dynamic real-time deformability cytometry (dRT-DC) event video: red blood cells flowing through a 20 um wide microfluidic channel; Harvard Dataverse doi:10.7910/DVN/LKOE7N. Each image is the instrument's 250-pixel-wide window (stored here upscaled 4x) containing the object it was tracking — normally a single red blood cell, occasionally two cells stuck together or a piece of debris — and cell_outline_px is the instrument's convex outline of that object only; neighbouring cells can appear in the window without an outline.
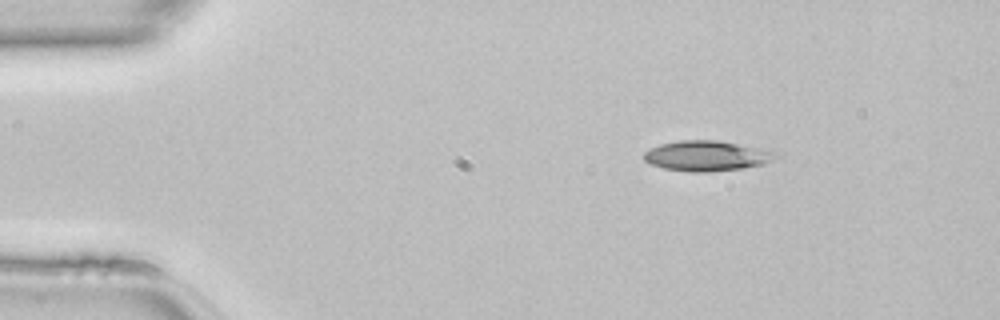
{"species": "common noctule bat (a hibernating species)", "species_latin": "Nyctalus noctula", "temperature_condition": "room temperature", "stored_images_in_passage": 41, "camera_frame_rate_fps": 3000, "um_per_image_px": 0.085, "animal": {"sex": "female", "body_mass_g": 22.7, "forearm_length_mm": 54.2}, "frame": {"image": 1, "passage_image": 1, "time_ms": 0.0, "image_size_px": [1000, 320], "cell_outline_px": [[780, 156], [764, 164], [744, 168], [708, 172], [688, 172], [664, 168], [648, 164], [644, 160], [644, 152], [660, 144], [680, 140], [716, 140], [780, 152]], "centroid_in_image_um": [60.09, 13.26], "position_along_channel_um": 24.9, "area_um2": 23.35}}
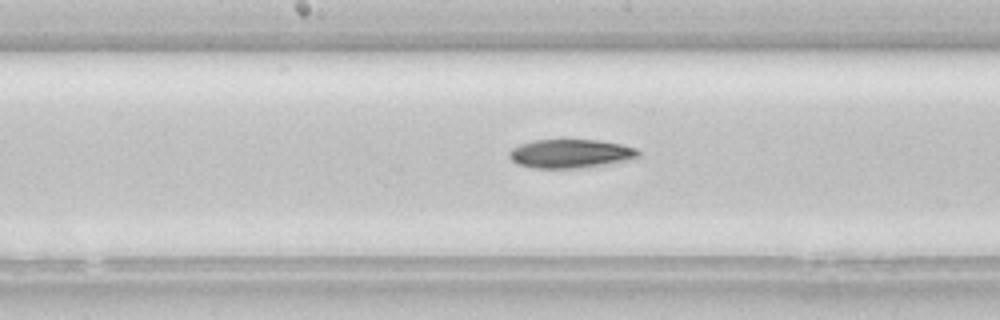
{"frame": {"image": 2, "passage_image": 18, "time_ms": 5.667, "image_size_px": [1000, 320], "cell_outline_px": [[640, 156], [580, 168], [532, 168], [520, 164], [512, 160], [508, 156], [508, 152], [512, 148], [520, 144], [532, 140], [564, 136], [600, 140], [620, 144], [636, 148], [640, 152]], "centroid_in_image_um": [48.4, 12.99], "position_along_channel_um": 199.8, "area_um2": 22.2}}
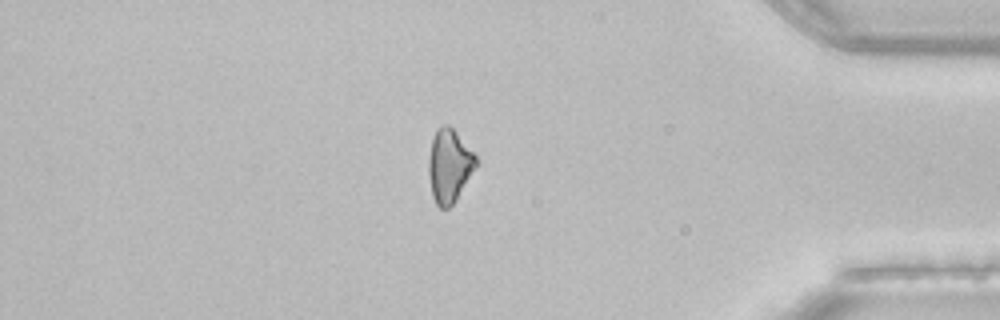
{"frame": {"image": 3, "passage_image": 34, "time_ms": 11.0, "image_size_px": [1000, 320], "cell_outline_px": [[476, 164], [456, 200], [448, 208], [440, 208], [436, 204], [432, 196], [428, 176], [428, 160], [432, 136], [436, 128], [444, 124], [448, 124], [456, 132], [476, 156]], "centroid_in_image_um": [38.13, 14.07], "position_along_channel_um": 397.1, "area_um2": 20.06}}